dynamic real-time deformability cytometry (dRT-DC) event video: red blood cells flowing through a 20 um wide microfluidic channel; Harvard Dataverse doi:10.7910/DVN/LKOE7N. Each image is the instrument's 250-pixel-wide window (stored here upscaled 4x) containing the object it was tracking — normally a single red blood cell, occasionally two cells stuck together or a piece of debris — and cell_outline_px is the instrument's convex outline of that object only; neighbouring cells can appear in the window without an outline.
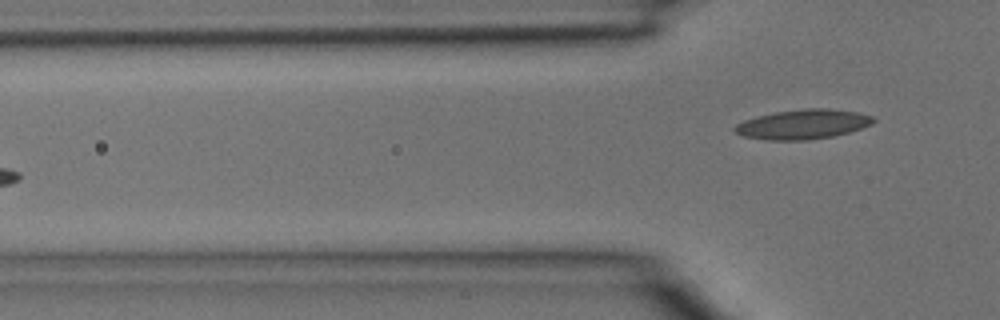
{"species": "common noctule bat (a hibernating species)", "species_latin": "Nyctalus noctula", "temperature_condition": "room temperature", "stored_images_in_passage": 4, "camera_frame_rate_fps": 3000, "um_per_image_px": 0.085, "animal": {"sex": "male", "body_mass_g": 15.6}, "frame": {"image": 1, "passage_image": 4, "time_ms": 1.0, "image_size_px": [1000, 320], "cell_outline_px": [[876, 120], [872, 124], [848, 132], [832, 136], [808, 140], [768, 140], [744, 136], [736, 132], [732, 128], [736, 124], [744, 120], [756, 116], [776, 112], [804, 108], [828, 108], [856, 112], [872, 116]], "centroid_in_image_um": [68.23, 10.56], "position_along_channel_um": 57.6, "area_um2": 23.81}}